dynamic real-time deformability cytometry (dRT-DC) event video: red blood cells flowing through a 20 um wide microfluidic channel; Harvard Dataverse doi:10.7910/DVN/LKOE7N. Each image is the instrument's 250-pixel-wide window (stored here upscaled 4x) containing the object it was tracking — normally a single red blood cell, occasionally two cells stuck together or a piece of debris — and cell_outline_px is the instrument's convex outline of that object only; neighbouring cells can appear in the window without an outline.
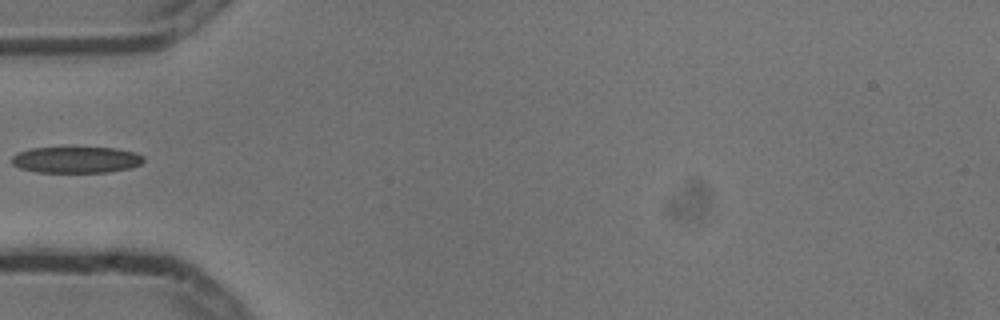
{"species": "common noctule bat (a hibernating species)", "species_latin": "Nyctalus noctula", "temperature_condition": "cold", "stored_images_in_passage": 1, "camera_frame_rate_fps": 3000, "um_per_image_px": 0.085, "animal": {"sex": "male", "body_mass_g": 13.3}, "frame": {"image": 1, "passage_image": 1, "time_ms": 0.0, "image_size_px": [1000, 320], "cell_outline_px": [[144, 160], [140, 164], [132, 168], [108, 172], [36, 172], [20, 168], [12, 164], [12, 156], [20, 152], [32, 148], [116, 148], [136, 152], [144, 156]], "centroid_in_image_um": [6.52, 13.59], "position_along_channel_um": 78.5, "area_um2": 20.17}}